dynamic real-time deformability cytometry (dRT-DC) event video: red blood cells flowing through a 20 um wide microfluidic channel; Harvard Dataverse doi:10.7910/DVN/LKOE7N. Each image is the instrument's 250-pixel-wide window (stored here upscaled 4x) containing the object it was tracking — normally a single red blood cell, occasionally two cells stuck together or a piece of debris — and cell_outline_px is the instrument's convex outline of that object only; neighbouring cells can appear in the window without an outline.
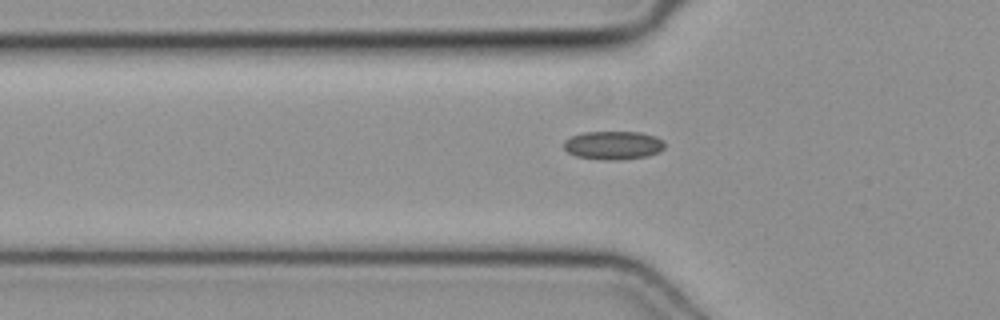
{"species": "common noctule bat (a hibernating species)", "species_latin": "Nyctalus noctula", "temperature_condition": "cold", "stored_images_in_passage": 36, "camera_frame_rate_fps": 3000, "um_per_image_px": 0.085, "animal": {"sex": "female", "body_mass_g": 19.3, "forearm_length_mm": 54.1}, "frame": {"image": 1, "passage_image": 3, "time_ms": 0.667, "image_size_px": [1000, 320], "cell_outline_px": [[664, 148], [648, 156], [620, 160], [604, 160], [576, 156], [568, 152], [564, 148], [564, 140], [572, 136], [584, 132], [640, 132], [652, 136], [660, 140], [664, 144]], "centroid_in_image_um": [52.08, 12.35], "position_along_channel_um": 73.7, "area_um2": 16.53}}
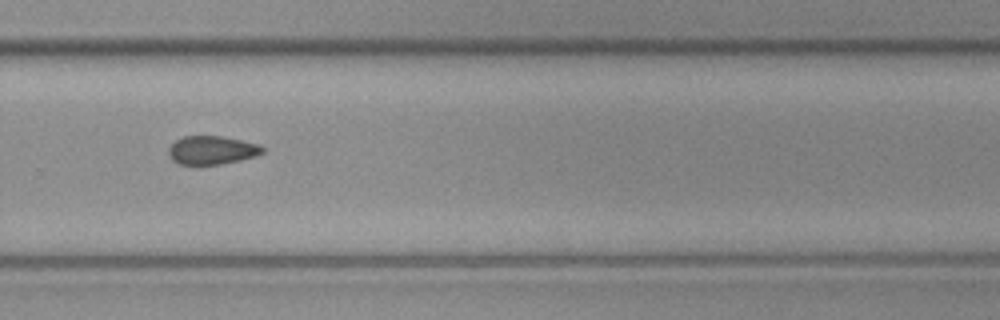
{"frame": {"image": 2, "passage_image": 20, "time_ms": 6.333, "image_size_px": [1000, 320], "cell_outline_px": [[264, 152], [256, 156], [240, 160], [220, 164], [196, 168], [180, 164], [172, 160], [168, 152], [168, 148], [176, 140], [184, 136], [224, 136], [260, 144], [264, 148]], "centroid_in_image_um": [17.99, 12.8], "position_along_channel_um": 311.8, "area_um2": 16.18}}
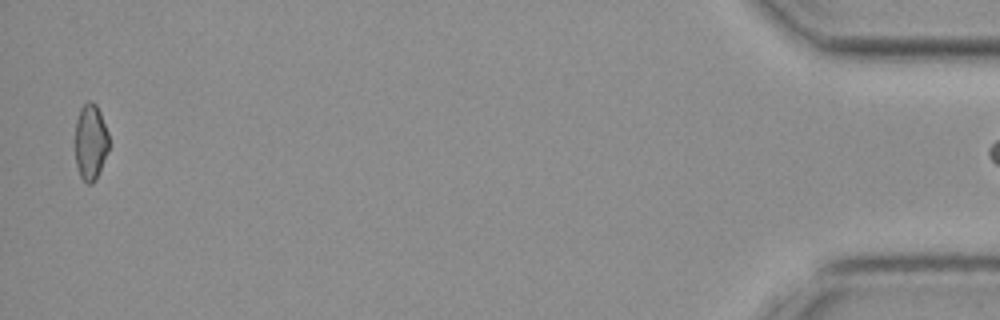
{"frame": {"image": 3, "passage_image": 35, "time_ms": 11.333, "image_size_px": [1000, 320], "cell_outline_px": [[108, 148], [100, 172], [96, 180], [92, 184], [88, 184], [80, 176], [76, 164], [76, 120], [80, 108], [88, 100], [92, 100], [96, 104], [100, 112], [108, 132]], "centroid_in_image_um": [7.7, 12.06], "position_along_channel_um": 427.5, "area_um2": 14.91}}